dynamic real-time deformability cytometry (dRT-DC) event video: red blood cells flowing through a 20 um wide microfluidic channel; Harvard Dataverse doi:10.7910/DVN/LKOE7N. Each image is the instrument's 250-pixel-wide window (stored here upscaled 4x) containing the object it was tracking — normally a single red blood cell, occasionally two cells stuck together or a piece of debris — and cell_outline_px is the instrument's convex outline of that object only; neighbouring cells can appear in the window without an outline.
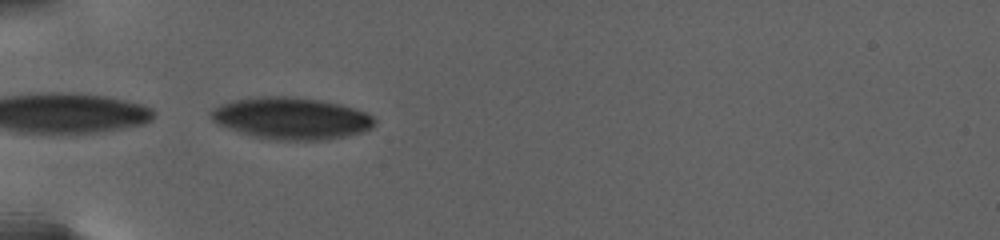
{"species": "human", "species_latin": "Homo sapiens", "temperature_condition": "warm", "stored_images_in_passage": 3, "camera_frame_rate_fps": 3000, "um_per_image_px": 0.085, "donor": {"sex": "female"}, "frame": {"image": 1, "passage_image": 2, "time_ms": 0.333, "image_size_px": [1000, 240], "cell_outline_px": [[376, 120], [372, 128], [364, 132], [348, 136], [328, 140], [276, 140], [252, 136], [216, 124], [212, 120], [208, 112], [212, 108], [220, 104], [232, 100], [260, 96], [296, 96], [320, 100], [340, 104], [364, 112], [372, 116]], "centroid_in_image_um": [24.74, 10.06], "position_along_channel_um": 60.3, "area_um2": 40.34}}